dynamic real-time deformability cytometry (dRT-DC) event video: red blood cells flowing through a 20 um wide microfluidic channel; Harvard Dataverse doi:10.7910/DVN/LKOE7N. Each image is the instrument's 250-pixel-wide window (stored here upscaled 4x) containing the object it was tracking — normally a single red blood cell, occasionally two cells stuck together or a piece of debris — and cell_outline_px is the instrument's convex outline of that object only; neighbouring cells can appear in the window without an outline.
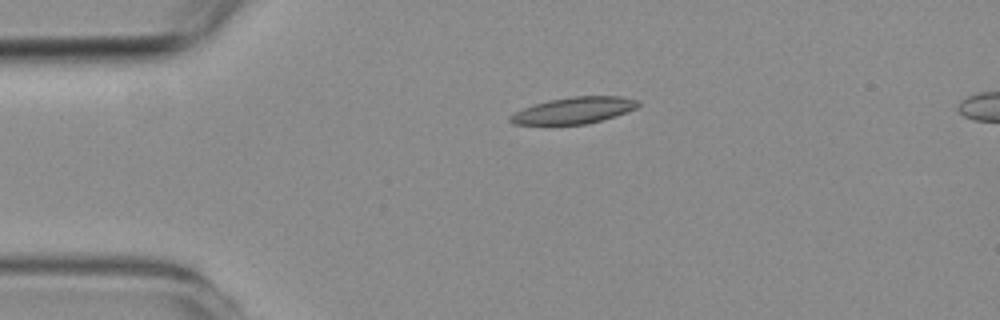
{"species": "common noctule bat (a hibernating species)", "species_latin": "Nyctalus noctula", "temperature_condition": "room temperature", "stored_images_in_passage": 2, "camera_frame_rate_fps": 3000, "um_per_image_px": 0.085, "animal": {"sex": "female", "body_mass_g": 19.3, "forearm_length_mm": 54.1}, "frame": {"image": 1, "passage_image": 1, "time_ms": 0.0, "image_size_px": [1000, 320], "cell_outline_px": [[640, 104], [636, 108], [616, 116], [588, 124], [512, 124], [508, 120], [508, 116], [524, 108], [548, 100], [572, 96], [620, 96], [636, 100]], "centroid_in_image_um": [48.78, 9.38], "position_along_channel_um": 36.2, "area_um2": 19.59}}